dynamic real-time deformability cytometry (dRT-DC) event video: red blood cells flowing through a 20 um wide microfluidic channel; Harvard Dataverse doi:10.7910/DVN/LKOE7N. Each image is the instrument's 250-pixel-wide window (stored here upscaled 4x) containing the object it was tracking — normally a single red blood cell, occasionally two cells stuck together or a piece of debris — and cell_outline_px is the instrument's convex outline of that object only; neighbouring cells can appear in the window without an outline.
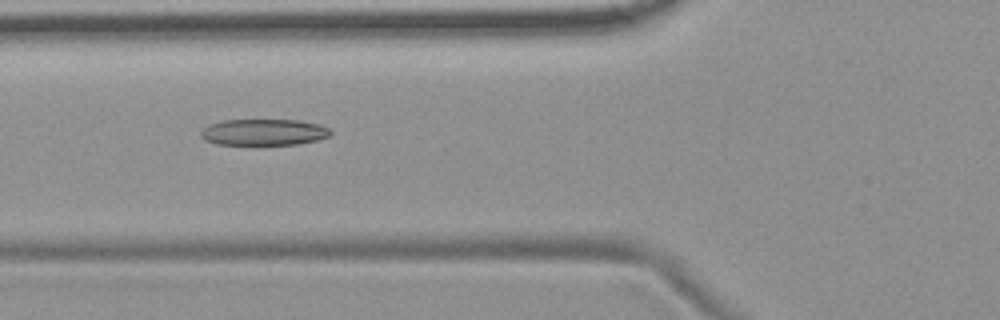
{"species": "common noctule bat (a hibernating species)", "species_latin": "Nyctalus noctula", "temperature_condition": "room temperature", "stored_images_in_passage": 5, "camera_frame_rate_fps": 3000, "um_per_image_px": 0.085, "animal": {"sex": "female", "body_mass_g": 19.9}, "frame": {"image": 1, "passage_image": 4, "time_ms": 3.333, "image_size_px": [1000, 320], "cell_outline_px": [[332, 132], [328, 136], [316, 140], [300, 144], [216, 144], [204, 140], [200, 136], [200, 132], [208, 124], [224, 120], [300, 120], [320, 124], [328, 128]], "centroid_in_image_um": [22.4, 11.23], "position_along_channel_um": 103.4, "area_um2": 19.88}}
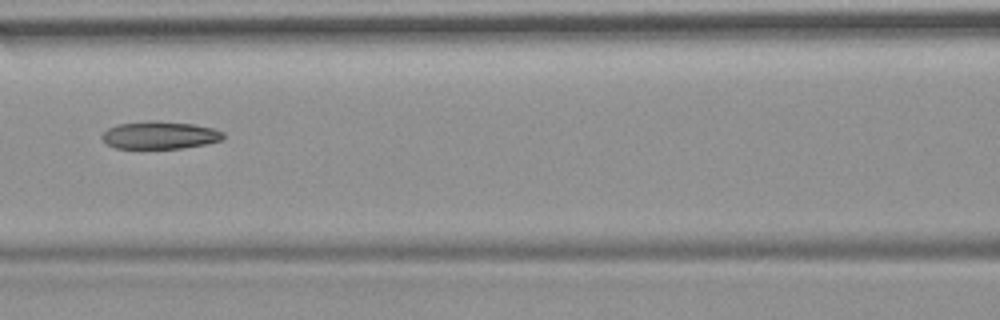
{"frame": {"image": 2, "passage_image": 5, "time_ms": 4.667, "image_size_px": [1000, 320], "cell_outline_px": [[224, 136], [220, 140], [208, 144], [180, 148], [116, 148], [108, 144], [100, 136], [108, 128], [116, 124], [156, 120], [192, 124], [212, 128], [224, 132]], "centroid_in_image_um": [13.58, 11.48], "position_along_channel_um": 153.0, "area_um2": 19.42}}